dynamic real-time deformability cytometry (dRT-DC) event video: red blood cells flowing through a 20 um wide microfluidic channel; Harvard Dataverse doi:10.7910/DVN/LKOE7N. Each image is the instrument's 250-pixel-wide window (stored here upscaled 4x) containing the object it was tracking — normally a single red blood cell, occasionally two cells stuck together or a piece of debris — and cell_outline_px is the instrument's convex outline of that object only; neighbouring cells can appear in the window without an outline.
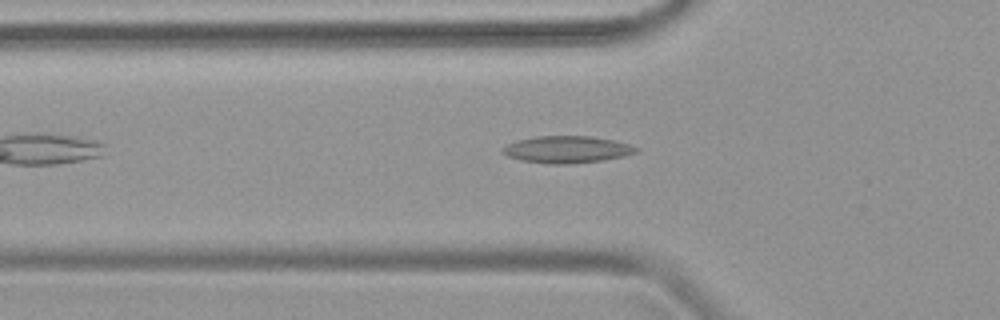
{"species": "common noctule bat (a hibernating species)", "species_latin": "Nyctalus noctula", "temperature_condition": "warm", "stored_images_in_passage": 35, "camera_frame_rate_fps": 3000, "um_per_image_px": 0.085, "animal": {"sex": "female", "body_mass_g": 19.9}, "frame": {"image": 1, "passage_image": 4, "time_ms": 1.0, "image_size_px": [1000, 320], "cell_outline_px": [[640, 152], [624, 156], [604, 160], [572, 164], [548, 164], [520, 160], [508, 156], [500, 152], [500, 148], [516, 140], [536, 136], [592, 136], [616, 140], [640, 148]], "centroid_in_image_um": [48.2, 12.71], "position_along_channel_um": 77.6, "area_um2": 21.39}}
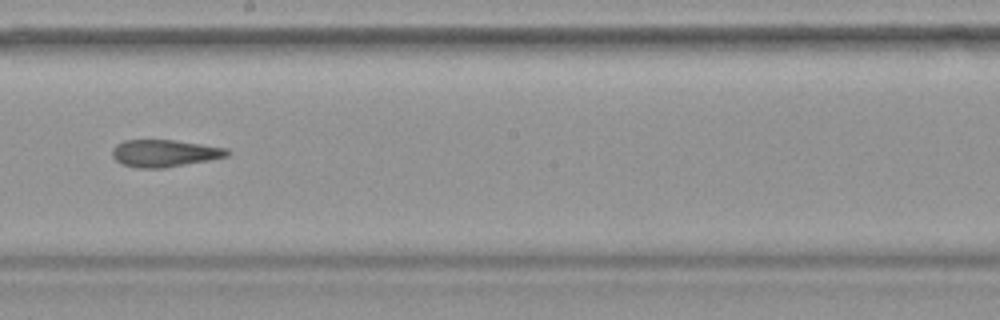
{"frame": {"image": 2, "passage_image": 15, "time_ms": 4.667, "image_size_px": [1000, 320], "cell_outline_px": [[232, 152], [228, 156], [208, 160], [164, 168], [140, 168], [120, 164], [112, 156], [112, 148], [116, 144], [124, 140], [172, 140], [228, 148]], "centroid_in_image_um": [13.97, 13.02], "position_along_channel_um": 234.2, "area_um2": 18.21}}
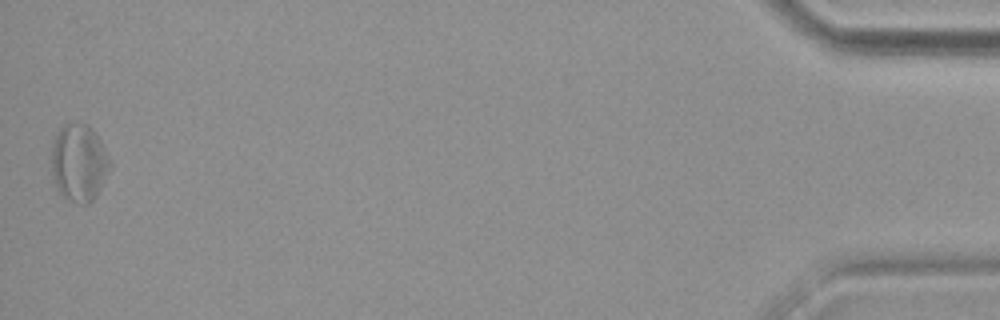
{"frame": {"image": 3, "passage_image": 35, "time_ms": 11.333, "image_size_px": [1000, 320], "cell_outline_px": [[112, 168], [96, 196], [88, 204], [80, 204], [68, 200], [56, 188], [52, 176], [52, 140], [60, 128], [64, 124], [88, 124], [96, 132], [112, 160]], "centroid_in_image_um": [6.74, 13.84], "position_along_channel_um": 428.5, "area_um2": 26.82}}